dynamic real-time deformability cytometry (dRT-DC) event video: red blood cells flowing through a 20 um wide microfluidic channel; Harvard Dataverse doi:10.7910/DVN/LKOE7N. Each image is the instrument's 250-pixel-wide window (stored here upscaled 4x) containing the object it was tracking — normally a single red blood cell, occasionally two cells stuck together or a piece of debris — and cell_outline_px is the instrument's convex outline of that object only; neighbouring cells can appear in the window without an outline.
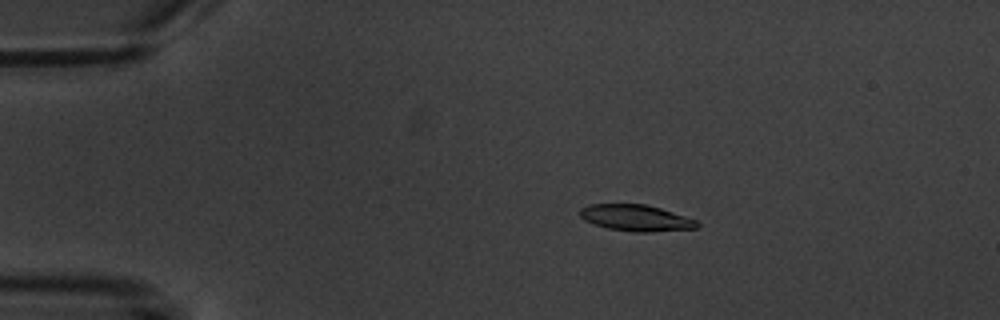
{"species": "common noctule bat (a hibernating species)", "species_latin": "Nyctalus noctula", "temperature_condition": "warm", "stored_images_in_passage": 8, "camera_frame_rate_fps": 3000, "um_per_image_px": 0.085, "animal": {"sex": "male", "body_mass_g": 20.1, "forearm_length_mm": 53.5}, "frame": {"image": 1, "passage_image": 4, "time_ms": 3.667, "image_size_px": [1000, 320], "cell_outline_px": [[700, 224], [696, 228], [652, 232], [636, 232], [608, 228], [584, 220], [580, 216], [580, 208], [588, 204], [644, 204], [660, 208], [696, 220]], "centroid_in_image_um": [54.04, 18.52], "position_along_channel_um": 31.0, "area_um2": 17.8}}
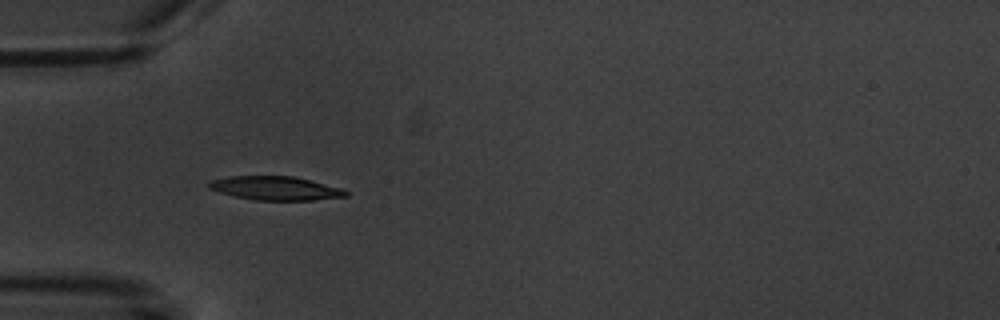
{"frame": {"image": 2, "passage_image": 6, "time_ms": 6.0, "image_size_px": [1000, 320], "cell_outline_px": [[348, 196], [312, 200], [256, 200], [232, 196], [208, 188], [208, 184], [212, 180], [228, 176], [292, 176], [344, 188], [348, 192]], "centroid_in_image_um": [23.43, 16.0], "position_along_channel_um": 61.6, "area_um2": 18.96}}